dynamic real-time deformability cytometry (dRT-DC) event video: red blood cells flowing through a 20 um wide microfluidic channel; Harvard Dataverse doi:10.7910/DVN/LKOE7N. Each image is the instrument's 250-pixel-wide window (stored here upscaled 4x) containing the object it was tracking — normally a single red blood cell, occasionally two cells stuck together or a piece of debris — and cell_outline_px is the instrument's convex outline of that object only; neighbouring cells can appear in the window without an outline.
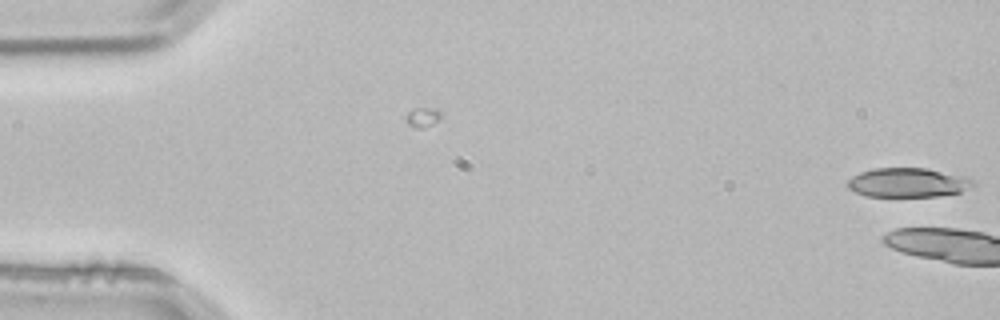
{"species": "common noctule bat (a hibernating species)", "species_latin": "Nyctalus noctula", "temperature_condition": "room temperature", "stored_images_in_passage": 2, "camera_frame_rate_fps": 3000, "um_per_image_px": 0.085, "animal": {"sex": "male", "body_mass_g": 21.5, "forearm_length_mm": 52.0}, "frame": {"image": 1, "passage_image": 2, "time_ms": 0.333, "image_size_px": [1000, 320], "cell_outline_px": [[976, 184], [960, 192], [936, 196], [864, 196], [848, 188], [844, 184], [852, 176], [860, 172], [876, 168], [928, 168], [964, 176], [972, 180]], "centroid_in_image_um": [77.13, 15.51], "position_along_channel_um": 7.9, "area_um2": 21.39}}